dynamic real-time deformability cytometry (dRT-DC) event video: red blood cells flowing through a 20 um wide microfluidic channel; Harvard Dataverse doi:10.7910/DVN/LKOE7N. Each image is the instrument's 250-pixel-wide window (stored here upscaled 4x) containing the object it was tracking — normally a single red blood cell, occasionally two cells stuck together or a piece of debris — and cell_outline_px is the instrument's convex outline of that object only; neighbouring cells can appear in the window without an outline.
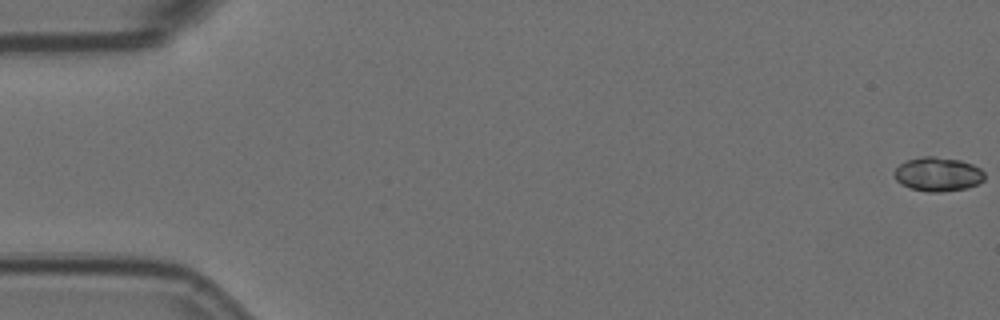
{"species": "Egyptian fruit bat (a non-hibernating species)", "species_latin": "Rousettus aegyptiacus", "temperature_condition": "room temperature", "stored_images_in_passage": 7, "camera_frame_rate_fps": 3000, "um_per_image_px": 0.085, "animal": {"sex": "female"}, "frame": {"image": 1, "passage_image": 1, "time_ms": 0.0, "image_size_px": [1000, 320], "cell_outline_px": [[984, 180], [968, 188], [940, 192], [928, 192], [908, 188], [900, 184], [896, 180], [892, 172], [900, 164], [908, 160], [924, 156], [932, 156], [960, 160], [972, 164], [980, 168], [984, 172]], "centroid_in_image_um": [79.7, 14.82], "position_along_channel_um": 5.3, "area_um2": 18.03}}
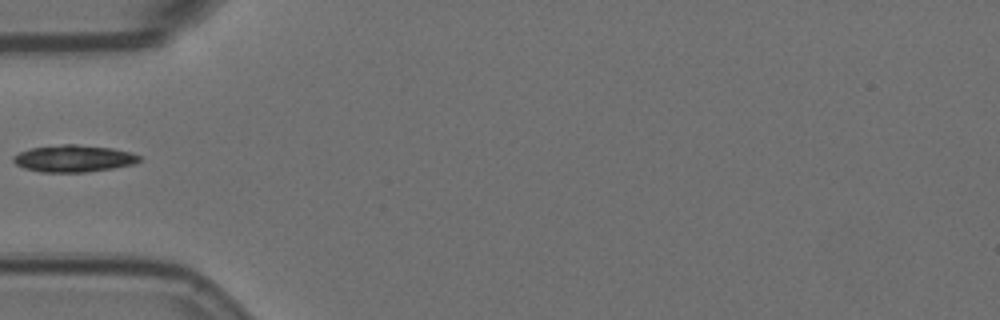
{"frame": {"image": 2, "passage_image": 6, "time_ms": 1.667, "image_size_px": [1000, 320], "cell_outline_px": [[140, 160], [136, 164], [112, 168], [84, 172], [40, 172], [24, 168], [16, 164], [12, 160], [12, 156], [20, 152], [32, 148], [64, 144], [76, 144], [112, 148], [132, 152], [140, 156]], "centroid_in_image_um": [6.27, 13.47], "position_along_channel_um": 78.7, "area_um2": 19.77}}
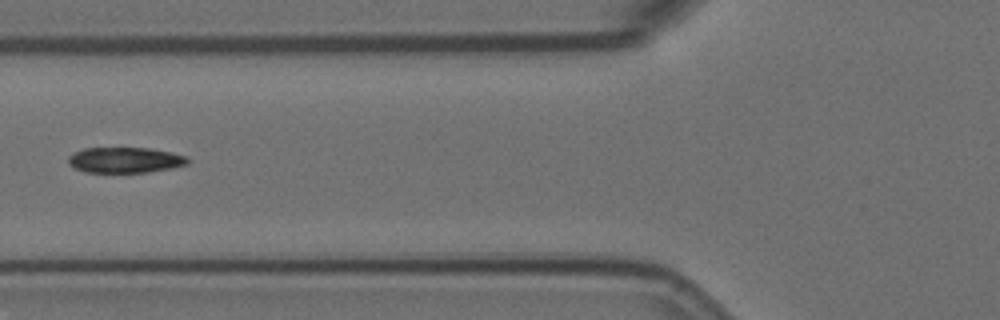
{"frame": {"image": 3, "passage_image": 7, "time_ms": 2.0, "image_size_px": [1000, 320], "cell_outline_px": [[188, 164], [172, 168], [148, 172], [84, 172], [72, 168], [68, 164], [68, 156], [72, 152], [84, 148], [148, 148], [172, 152], [188, 156]], "centroid_in_image_um": [10.6, 13.6], "position_along_channel_um": 115.2, "area_um2": 18.03}}